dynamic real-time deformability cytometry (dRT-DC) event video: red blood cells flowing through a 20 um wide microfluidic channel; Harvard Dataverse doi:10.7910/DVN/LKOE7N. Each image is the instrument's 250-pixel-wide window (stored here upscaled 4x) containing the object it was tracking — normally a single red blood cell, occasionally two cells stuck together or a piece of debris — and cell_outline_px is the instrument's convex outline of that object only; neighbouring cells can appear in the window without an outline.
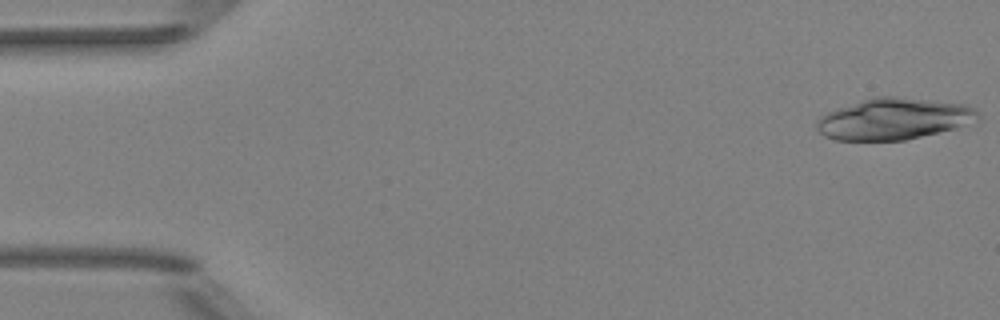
{"species": "Egyptian fruit bat (a non-hibernating species)", "species_latin": "Rousettus aegyptiacus", "temperature_condition": "room temperature", "stored_images_in_passage": 50, "segment_of_instrument_passage": [1, 2], "camera_frame_rate_fps": 3000, "um_per_image_px": 0.085, "animal": {"sex": "female"}, "frame": {"image": 1, "passage_image": 1, "time_ms": 0.0, "image_size_px": [1000, 320], "cell_outline_px": [[980, 120], [956, 128], [904, 140], [836, 140], [824, 136], [816, 128], [816, 120], [820, 116], [836, 108], [872, 96], [896, 96], [968, 104], [976, 108], [980, 116]], "centroid_in_image_um": [75.99, 10.09], "position_along_channel_um": 9.0, "area_um2": 39.3}}